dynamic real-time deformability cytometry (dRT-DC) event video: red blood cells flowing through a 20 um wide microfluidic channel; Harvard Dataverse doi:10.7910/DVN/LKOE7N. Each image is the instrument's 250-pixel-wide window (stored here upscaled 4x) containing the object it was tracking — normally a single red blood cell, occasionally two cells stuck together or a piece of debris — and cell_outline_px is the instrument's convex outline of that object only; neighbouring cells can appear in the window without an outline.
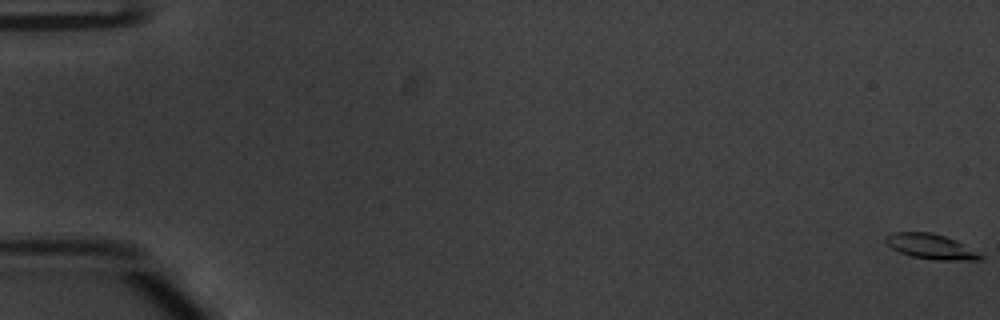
{"species": "common noctule bat (a hibernating species)", "species_latin": "Nyctalus noctula", "temperature_condition": "warm", "stored_images_in_passage": 56, "camera_frame_rate_fps": 3000, "um_per_image_px": 0.085, "animal": {"sex": "male", "body_mass_g": 20.1, "forearm_length_mm": 53.5}, "frame": {"image": 1, "passage_image": 1, "time_ms": 0.0, "image_size_px": [1000, 320], "cell_outline_px": [[984, 256], [980, 260], [936, 260], [912, 256], [900, 252], [892, 248], [884, 240], [884, 236], [892, 232], [932, 232], [956, 240]], "centroid_in_image_um": [79.1, 20.94], "position_along_channel_um": 5.9, "area_um2": 13.76}}
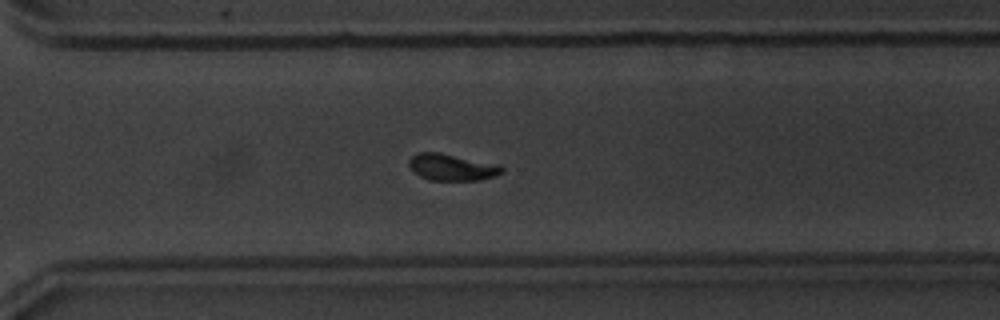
{"frame": {"image": 2, "passage_image": 40, "time_ms": 13.0, "image_size_px": [1000, 320], "cell_outline_px": [[504, 172], [496, 176], [480, 180], [428, 180], [420, 176], [408, 164], [408, 160], [416, 152], [440, 152], [500, 164], [504, 168]], "centroid_in_image_um": [38.45, 14.2], "position_along_channel_um": 332.1, "area_um2": 14.62}}
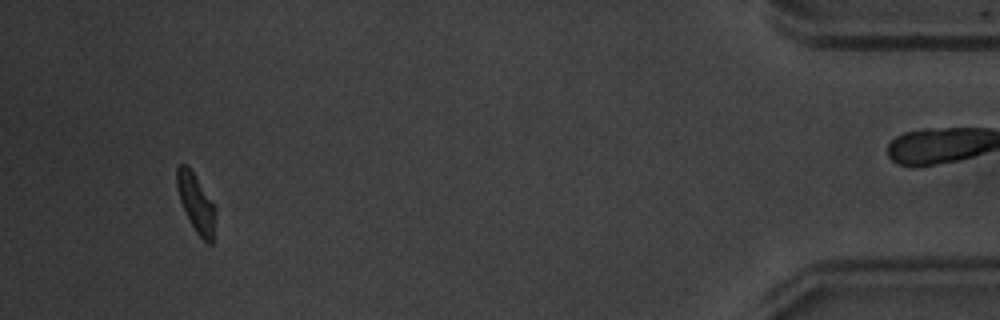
{"frame": {"image": 3, "passage_image": 52, "time_ms": 17.0, "image_size_px": [1000, 320], "cell_outline_px": [[216, 208], [212, 244], [208, 244], [196, 232], [180, 200], [176, 188], [176, 168], [180, 164], [184, 164], [196, 176]], "centroid_in_image_um": [16.66, 17.25], "position_along_channel_um": 418.5, "area_um2": 12.77}, "authors_computed_cell_mechanics": {"area_um2": 14.3922, "velocity_mm_per_s": 3.8285, "shape_relaxation_time_tau1_ms": 2.294, "shape_relaxation_time_tau2_ms": 4.4512, "deformation_change_tau1": 0.14, "deformation_change_tau2": 0.0702}}